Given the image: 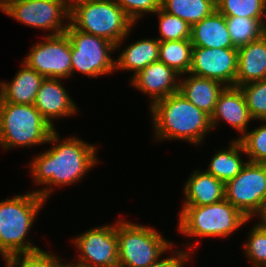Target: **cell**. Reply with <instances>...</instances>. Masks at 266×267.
<instances>
[{"label":"cell","instance_id":"603a6c76","mask_svg":"<svg viewBox=\"0 0 266 267\" xmlns=\"http://www.w3.org/2000/svg\"><path fill=\"white\" fill-rule=\"evenodd\" d=\"M229 148L217 151L211 158L205 171L226 184L232 180L244 167L247 161H242L240 154L245 150L239 140L231 141ZM242 152V153H241Z\"/></svg>","mask_w":266,"mask_h":267},{"label":"cell","instance_id":"83f0119b","mask_svg":"<svg viewBox=\"0 0 266 267\" xmlns=\"http://www.w3.org/2000/svg\"><path fill=\"white\" fill-rule=\"evenodd\" d=\"M158 16L160 35L157 39L163 41L190 40L191 26L178 18L164 11L161 7L154 13Z\"/></svg>","mask_w":266,"mask_h":267},{"label":"cell","instance_id":"4dcf8cb0","mask_svg":"<svg viewBox=\"0 0 266 267\" xmlns=\"http://www.w3.org/2000/svg\"><path fill=\"white\" fill-rule=\"evenodd\" d=\"M3 261L9 267H58L61 258L42 249L6 256Z\"/></svg>","mask_w":266,"mask_h":267},{"label":"cell","instance_id":"e0dca14e","mask_svg":"<svg viewBox=\"0 0 266 267\" xmlns=\"http://www.w3.org/2000/svg\"><path fill=\"white\" fill-rule=\"evenodd\" d=\"M266 79V33L238 48L235 86Z\"/></svg>","mask_w":266,"mask_h":267},{"label":"cell","instance_id":"7402d4cb","mask_svg":"<svg viewBox=\"0 0 266 267\" xmlns=\"http://www.w3.org/2000/svg\"><path fill=\"white\" fill-rule=\"evenodd\" d=\"M159 43L156 38L132 42L115 59V69L133 71L132 77L149 64L159 60Z\"/></svg>","mask_w":266,"mask_h":267},{"label":"cell","instance_id":"30bf717a","mask_svg":"<svg viewBox=\"0 0 266 267\" xmlns=\"http://www.w3.org/2000/svg\"><path fill=\"white\" fill-rule=\"evenodd\" d=\"M225 199L248 219L257 216L266 199V164L247 161L242 170L225 184Z\"/></svg>","mask_w":266,"mask_h":267},{"label":"cell","instance_id":"484cf974","mask_svg":"<svg viewBox=\"0 0 266 267\" xmlns=\"http://www.w3.org/2000/svg\"><path fill=\"white\" fill-rule=\"evenodd\" d=\"M230 37L236 48L248 44L265 34V20L244 17H226Z\"/></svg>","mask_w":266,"mask_h":267},{"label":"cell","instance_id":"277c9868","mask_svg":"<svg viewBox=\"0 0 266 267\" xmlns=\"http://www.w3.org/2000/svg\"><path fill=\"white\" fill-rule=\"evenodd\" d=\"M70 24L81 32L121 46L134 22L114 0H82L70 5Z\"/></svg>","mask_w":266,"mask_h":267},{"label":"cell","instance_id":"1f68e13d","mask_svg":"<svg viewBox=\"0 0 266 267\" xmlns=\"http://www.w3.org/2000/svg\"><path fill=\"white\" fill-rule=\"evenodd\" d=\"M247 242L244 243L245 256L252 262L253 267L266 263V227L259 223L251 228Z\"/></svg>","mask_w":266,"mask_h":267},{"label":"cell","instance_id":"3957f363","mask_svg":"<svg viewBox=\"0 0 266 267\" xmlns=\"http://www.w3.org/2000/svg\"><path fill=\"white\" fill-rule=\"evenodd\" d=\"M45 202L46 200L35 190L0 202L2 259L12 254L35 252L41 249L32 244V241L25 240Z\"/></svg>","mask_w":266,"mask_h":267},{"label":"cell","instance_id":"f35d334b","mask_svg":"<svg viewBox=\"0 0 266 267\" xmlns=\"http://www.w3.org/2000/svg\"><path fill=\"white\" fill-rule=\"evenodd\" d=\"M69 5L73 4V3H76V2H79V1H82V0H67Z\"/></svg>","mask_w":266,"mask_h":267},{"label":"cell","instance_id":"ba28073f","mask_svg":"<svg viewBox=\"0 0 266 267\" xmlns=\"http://www.w3.org/2000/svg\"><path fill=\"white\" fill-rule=\"evenodd\" d=\"M65 34L71 45V76L81 72L90 78L112 74L116 71L111 57L116 45L105 38L81 32L69 24Z\"/></svg>","mask_w":266,"mask_h":267},{"label":"cell","instance_id":"6da1fadb","mask_svg":"<svg viewBox=\"0 0 266 267\" xmlns=\"http://www.w3.org/2000/svg\"><path fill=\"white\" fill-rule=\"evenodd\" d=\"M48 142L53 144L52 148L40 152L29 164L35 185L46 186L35 191L45 200L53 193L52 186H68L81 181L90 168L98 163L97 148L81 138L67 137L60 142L55 129Z\"/></svg>","mask_w":266,"mask_h":267},{"label":"cell","instance_id":"7a4b0ae2","mask_svg":"<svg viewBox=\"0 0 266 267\" xmlns=\"http://www.w3.org/2000/svg\"><path fill=\"white\" fill-rule=\"evenodd\" d=\"M154 138L186 140L200 145L212 129L211 117L189 102L180 92L160 99L150 106Z\"/></svg>","mask_w":266,"mask_h":267},{"label":"cell","instance_id":"74e56055","mask_svg":"<svg viewBox=\"0 0 266 267\" xmlns=\"http://www.w3.org/2000/svg\"><path fill=\"white\" fill-rule=\"evenodd\" d=\"M207 1H209L212 5L216 7L220 3L221 0H207Z\"/></svg>","mask_w":266,"mask_h":267},{"label":"cell","instance_id":"d6a6232c","mask_svg":"<svg viewBox=\"0 0 266 267\" xmlns=\"http://www.w3.org/2000/svg\"><path fill=\"white\" fill-rule=\"evenodd\" d=\"M136 24L146 13H155L160 8L161 0H114Z\"/></svg>","mask_w":266,"mask_h":267},{"label":"cell","instance_id":"5b68a950","mask_svg":"<svg viewBox=\"0 0 266 267\" xmlns=\"http://www.w3.org/2000/svg\"><path fill=\"white\" fill-rule=\"evenodd\" d=\"M54 130L34 104L0 102V146L3 150L46 144Z\"/></svg>","mask_w":266,"mask_h":267},{"label":"cell","instance_id":"f546056e","mask_svg":"<svg viewBox=\"0 0 266 267\" xmlns=\"http://www.w3.org/2000/svg\"><path fill=\"white\" fill-rule=\"evenodd\" d=\"M253 131L246 132L239 141L241 142L249 162L266 164V120Z\"/></svg>","mask_w":266,"mask_h":267},{"label":"cell","instance_id":"836d02e7","mask_svg":"<svg viewBox=\"0 0 266 267\" xmlns=\"http://www.w3.org/2000/svg\"><path fill=\"white\" fill-rule=\"evenodd\" d=\"M192 246V247H191ZM187 251L185 252L184 249L183 250H173L171 256H168V258H164V259H158L156 262L146 266V267H185L186 266V262H188V260L190 258H192V251L194 249L193 245H191ZM190 251V252H189Z\"/></svg>","mask_w":266,"mask_h":267},{"label":"cell","instance_id":"7c38bea8","mask_svg":"<svg viewBox=\"0 0 266 267\" xmlns=\"http://www.w3.org/2000/svg\"><path fill=\"white\" fill-rule=\"evenodd\" d=\"M80 256L74 264L81 267H118L116 223L86 230L73 238Z\"/></svg>","mask_w":266,"mask_h":267},{"label":"cell","instance_id":"d6986e66","mask_svg":"<svg viewBox=\"0 0 266 267\" xmlns=\"http://www.w3.org/2000/svg\"><path fill=\"white\" fill-rule=\"evenodd\" d=\"M45 77L30 68L26 63L10 82L0 83V102L14 104H34L37 92Z\"/></svg>","mask_w":266,"mask_h":267},{"label":"cell","instance_id":"5bb4252c","mask_svg":"<svg viewBox=\"0 0 266 267\" xmlns=\"http://www.w3.org/2000/svg\"><path fill=\"white\" fill-rule=\"evenodd\" d=\"M179 77L182 76L158 60L134 75L130 83L140 92L149 95L151 99L149 104L152 105L160 99L179 92Z\"/></svg>","mask_w":266,"mask_h":267},{"label":"cell","instance_id":"4316f807","mask_svg":"<svg viewBox=\"0 0 266 267\" xmlns=\"http://www.w3.org/2000/svg\"><path fill=\"white\" fill-rule=\"evenodd\" d=\"M216 11L225 17L266 18V0H221Z\"/></svg>","mask_w":266,"mask_h":267},{"label":"cell","instance_id":"52a82bcc","mask_svg":"<svg viewBox=\"0 0 266 267\" xmlns=\"http://www.w3.org/2000/svg\"><path fill=\"white\" fill-rule=\"evenodd\" d=\"M116 235L118 267H146L174 245L152 227L123 219L116 222Z\"/></svg>","mask_w":266,"mask_h":267},{"label":"cell","instance_id":"ab89813d","mask_svg":"<svg viewBox=\"0 0 266 267\" xmlns=\"http://www.w3.org/2000/svg\"><path fill=\"white\" fill-rule=\"evenodd\" d=\"M260 267H266V263L262 264Z\"/></svg>","mask_w":266,"mask_h":267},{"label":"cell","instance_id":"ffe728a7","mask_svg":"<svg viewBox=\"0 0 266 267\" xmlns=\"http://www.w3.org/2000/svg\"><path fill=\"white\" fill-rule=\"evenodd\" d=\"M190 41L204 48H236L230 37L226 17L217 11L191 26Z\"/></svg>","mask_w":266,"mask_h":267},{"label":"cell","instance_id":"44dd1931","mask_svg":"<svg viewBox=\"0 0 266 267\" xmlns=\"http://www.w3.org/2000/svg\"><path fill=\"white\" fill-rule=\"evenodd\" d=\"M180 77L179 92L201 111L213 115L217 99L225 86L216 80L194 76L188 73Z\"/></svg>","mask_w":266,"mask_h":267},{"label":"cell","instance_id":"2e32d148","mask_svg":"<svg viewBox=\"0 0 266 267\" xmlns=\"http://www.w3.org/2000/svg\"><path fill=\"white\" fill-rule=\"evenodd\" d=\"M230 124L240 133L239 140L248 130V123L253 121L243 92L237 86H225L218 96L216 107L211 116L212 129L217 127L219 121Z\"/></svg>","mask_w":266,"mask_h":267},{"label":"cell","instance_id":"cb8c5ba5","mask_svg":"<svg viewBox=\"0 0 266 267\" xmlns=\"http://www.w3.org/2000/svg\"><path fill=\"white\" fill-rule=\"evenodd\" d=\"M160 7L190 26L210 16L216 7L207 0H161Z\"/></svg>","mask_w":266,"mask_h":267},{"label":"cell","instance_id":"9c48e42d","mask_svg":"<svg viewBox=\"0 0 266 267\" xmlns=\"http://www.w3.org/2000/svg\"><path fill=\"white\" fill-rule=\"evenodd\" d=\"M1 11L31 28L52 31L48 36L64 34L70 24L64 23L70 21L67 0H12Z\"/></svg>","mask_w":266,"mask_h":267},{"label":"cell","instance_id":"d590c367","mask_svg":"<svg viewBox=\"0 0 266 267\" xmlns=\"http://www.w3.org/2000/svg\"><path fill=\"white\" fill-rule=\"evenodd\" d=\"M62 261L63 260L60 261L58 267H81V266H78V265L74 264V262H71V263L70 262L69 263H63Z\"/></svg>","mask_w":266,"mask_h":267},{"label":"cell","instance_id":"f1b7e54d","mask_svg":"<svg viewBox=\"0 0 266 267\" xmlns=\"http://www.w3.org/2000/svg\"><path fill=\"white\" fill-rule=\"evenodd\" d=\"M253 120H266V79L240 86Z\"/></svg>","mask_w":266,"mask_h":267},{"label":"cell","instance_id":"8d00e7d4","mask_svg":"<svg viewBox=\"0 0 266 267\" xmlns=\"http://www.w3.org/2000/svg\"><path fill=\"white\" fill-rule=\"evenodd\" d=\"M12 0H0V9L2 10Z\"/></svg>","mask_w":266,"mask_h":267},{"label":"cell","instance_id":"d4e9b609","mask_svg":"<svg viewBox=\"0 0 266 267\" xmlns=\"http://www.w3.org/2000/svg\"><path fill=\"white\" fill-rule=\"evenodd\" d=\"M192 51L190 40L163 41L159 43V61L183 76L189 73Z\"/></svg>","mask_w":266,"mask_h":267},{"label":"cell","instance_id":"ac0fdd59","mask_svg":"<svg viewBox=\"0 0 266 267\" xmlns=\"http://www.w3.org/2000/svg\"><path fill=\"white\" fill-rule=\"evenodd\" d=\"M182 206H204L225 199V184L206 171L194 170L183 185Z\"/></svg>","mask_w":266,"mask_h":267},{"label":"cell","instance_id":"4fadbf2b","mask_svg":"<svg viewBox=\"0 0 266 267\" xmlns=\"http://www.w3.org/2000/svg\"><path fill=\"white\" fill-rule=\"evenodd\" d=\"M238 48H204L193 46L189 73L235 86Z\"/></svg>","mask_w":266,"mask_h":267},{"label":"cell","instance_id":"8992f818","mask_svg":"<svg viewBox=\"0 0 266 267\" xmlns=\"http://www.w3.org/2000/svg\"><path fill=\"white\" fill-rule=\"evenodd\" d=\"M179 212L178 231L190 238L229 237L250 221L226 199L204 206H183Z\"/></svg>","mask_w":266,"mask_h":267},{"label":"cell","instance_id":"8fae6325","mask_svg":"<svg viewBox=\"0 0 266 267\" xmlns=\"http://www.w3.org/2000/svg\"><path fill=\"white\" fill-rule=\"evenodd\" d=\"M45 39L32 46L23 62L45 78L71 77V45L64 33L43 36Z\"/></svg>","mask_w":266,"mask_h":267},{"label":"cell","instance_id":"e575fe53","mask_svg":"<svg viewBox=\"0 0 266 267\" xmlns=\"http://www.w3.org/2000/svg\"><path fill=\"white\" fill-rule=\"evenodd\" d=\"M258 216H260L259 221L258 222L260 225L266 227V199L264 201L263 207L261 209V211L257 214Z\"/></svg>","mask_w":266,"mask_h":267},{"label":"cell","instance_id":"9a60e30c","mask_svg":"<svg viewBox=\"0 0 266 267\" xmlns=\"http://www.w3.org/2000/svg\"><path fill=\"white\" fill-rule=\"evenodd\" d=\"M61 79L45 78L36 95L34 106L42 117L55 129L52 120L75 115L78 106L69 96L60 81Z\"/></svg>","mask_w":266,"mask_h":267}]
</instances>
